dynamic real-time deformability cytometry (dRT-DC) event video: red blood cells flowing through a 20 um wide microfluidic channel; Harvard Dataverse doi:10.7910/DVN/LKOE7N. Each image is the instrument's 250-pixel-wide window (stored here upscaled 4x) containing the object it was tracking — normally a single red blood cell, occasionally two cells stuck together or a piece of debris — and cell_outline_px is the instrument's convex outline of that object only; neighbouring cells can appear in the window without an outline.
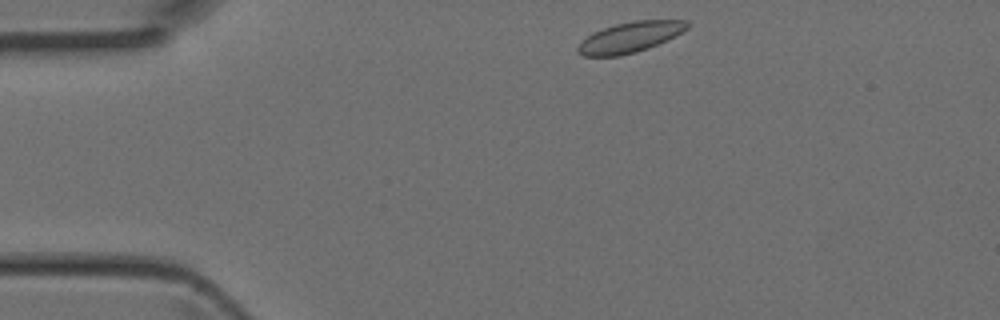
{"species": "Egyptian fruit bat (a non-hibernating species)", "species_latin": "Rousettus aegyptiacus", "temperature_condition": "room temperature", "stored_images_in_passage": 2, "camera_frame_rate_fps": 3000, "um_per_image_px": 0.085, "animal": {"sex": "female"}, "frame": {"image": 1, "passage_image": 1, "time_ms": 0.0, "image_size_px": [1000, 320], "cell_outline_px": [[692, 24], [688, 28], [648, 48], [636, 52], [620, 56], [584, 56], [576, 52], [576, 48], [592, 32], [616, 24], [636, 20], [688, 20]], "centroid_in_image_um": [53.54, 3.16], "position_along_channel_um": 31.5, "area_um2": 19.19}}